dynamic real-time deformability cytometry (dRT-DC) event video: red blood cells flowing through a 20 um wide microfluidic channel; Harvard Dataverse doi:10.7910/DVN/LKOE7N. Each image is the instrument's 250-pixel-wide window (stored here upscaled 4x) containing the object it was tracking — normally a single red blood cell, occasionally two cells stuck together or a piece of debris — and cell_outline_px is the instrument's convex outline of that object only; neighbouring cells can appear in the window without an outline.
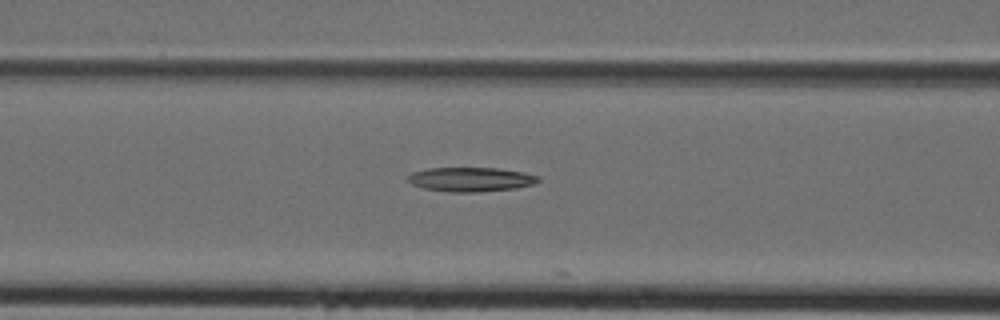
{"species": "Egyptian fruit bat (a non-hibernating species)", "species_latin": "Rousettus aegyptiacus", "temperature_condition": "cold", "stored_images_in_passage": 9, "camera_frame_rate_fps": 3000, "um_per_image_px": 0.085, "animal": {"sex": "female"}, "frame": {"image": 1, "passage_image": 8, "time_ms": 2.333, "image_size_px": [1000, 320], "cell_outline_px": [[540, 180], [536, 184], [516, 188], [480, 192], [448, 192], [424, 188], [412, 184], [408, 180], [408, 176], [412, 172], [428, 168], [496, 168], [524, 172], [540, 176]], "centroid_in_image_um": [40.06, 15.25], "position_along_channel_um": 126.5, "area_um2": 18.55}}